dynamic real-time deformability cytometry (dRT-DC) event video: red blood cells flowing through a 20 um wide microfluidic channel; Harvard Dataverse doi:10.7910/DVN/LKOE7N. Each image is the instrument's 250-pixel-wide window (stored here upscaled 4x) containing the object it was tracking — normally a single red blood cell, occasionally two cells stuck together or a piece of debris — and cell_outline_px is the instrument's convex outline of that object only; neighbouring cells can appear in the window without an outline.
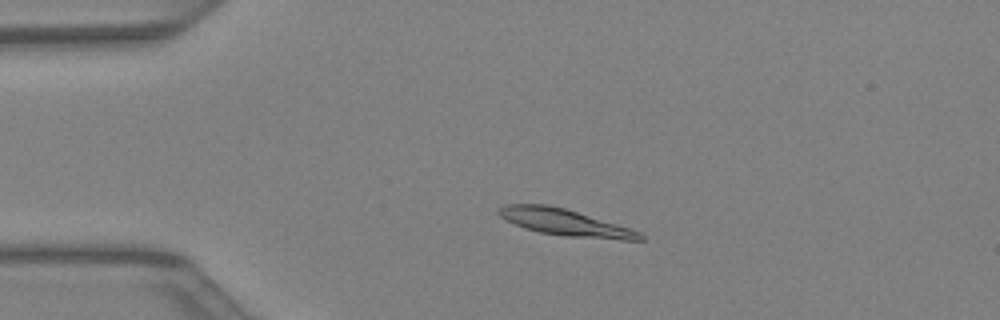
{"species": "Egyptian fruit bat (a non-hibernating species)", "species_latin": "Rousettus aegyptiacus", "temperature_condition": "warm", "stored_images_in_passage": 42, "camera_frame_rate_fps": 3000, "um_per_image_px": 0.085, "animal": {"sex": "female"}, "frame": {"image": 1, "passage_image": 9, "time_ms": 2.667, "image_size_px": [1000, 320], "cell_outline_px": [[644, 240], [620, 240], [564, 236], [540, 232], [524, 228], [500, 216], [496, 212], [496, 208], [504, 204], [548, 204], [564, 208], [616, 224], [640, 232], [644, 236]], "centroid_in_image_um": [47.99, 18.9], "position_along_channel_um": 37.0, "area_um2": 21.73}}
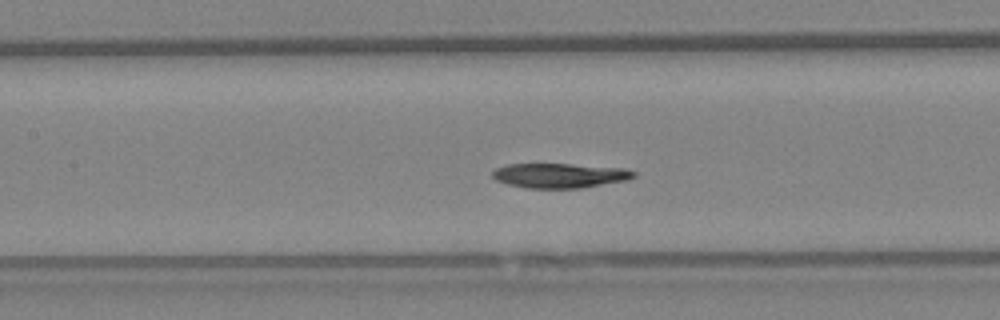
{"frame": {"image": 2, "passage_image": 19, "time_ms": 6.0, "image_size_px": [1000, 320], "cell_outline_px": [[636, 176], [628, 180], [580, 188], [528, 188], [508, 184], [496, 180], [492, 176], [492, 172], [496, 168], [508, 164], [568, 164], [624, 168], [636, 172]], "centroid_in_image_um": [47.59, 14.92], "position_along_channel_um": 159.8, "area_um2": 20.23}}
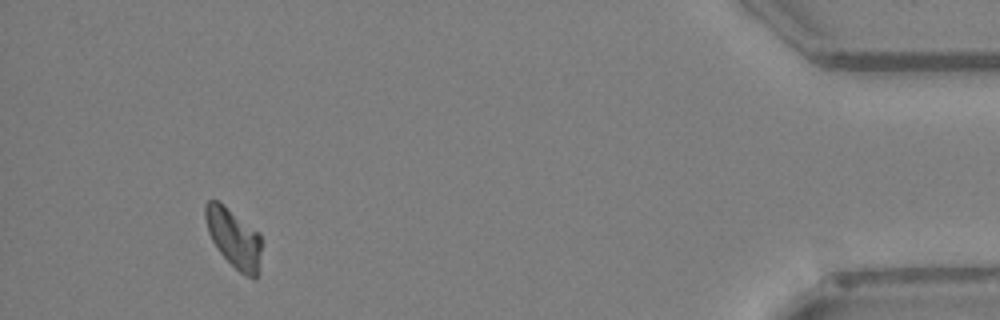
{"frame": {"image": 3, "passage_image": 39, "time_ms": 12.667, "image_size_px": [1000, 320], "cell_outline_px": [[260, 252], [256, 280], [252, 280], [240, 272], [220, 252], [212, 240], [208, 232], [204, 216], [204, 204], [208, 200], [216, 200], [260, 232]], "centroid_in_image_um": [19.86, 20.23], "position_along_channel_um": 415.3, "area_um2": 19.02}}